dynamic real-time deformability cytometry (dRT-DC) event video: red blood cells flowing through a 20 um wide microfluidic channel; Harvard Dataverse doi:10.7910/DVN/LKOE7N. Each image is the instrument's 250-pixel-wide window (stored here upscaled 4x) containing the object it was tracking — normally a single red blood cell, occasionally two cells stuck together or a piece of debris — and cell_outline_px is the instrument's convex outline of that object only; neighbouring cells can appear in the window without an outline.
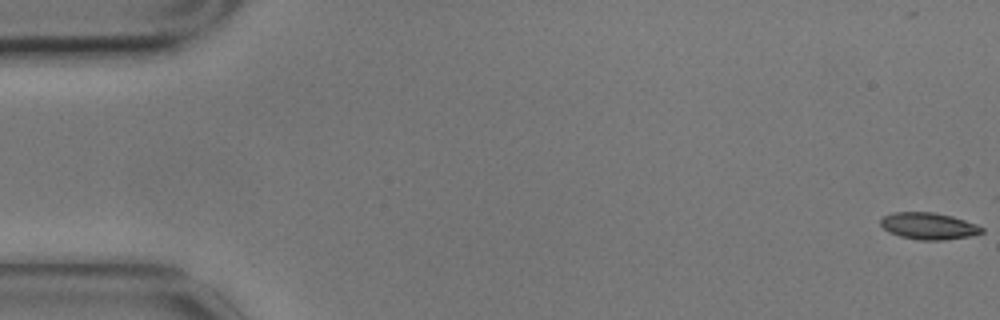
{"species": "common noctule bat (a hibernating species)", "species_latin": "Nyctalus noctula", "temperature_condition": "cold", "stored_images_in_passage": 4, "camera_frame_rate_fps": 3000, "um_per_image_px": 0.085, "animal": {"sex": "male", "body_mass_g": 17.9}, "frame": {"image": 1, "passage_image": 1, "time_ms": 0.0, "image_size_px": [1000, 320], "cell_outline_px": [[984, 232], [968, 236], [944, 240], [920, 240], [900, 236], [888, 232], [880, 224], [880, 220], [884, 216], [892, 212], [932, 212], [952, 216], [976, 224], [984, 228]], "centroid_in_image_um": [78.92, 19.21], "position_along_channel_um": 6.1, "area_um2": 15.72}}